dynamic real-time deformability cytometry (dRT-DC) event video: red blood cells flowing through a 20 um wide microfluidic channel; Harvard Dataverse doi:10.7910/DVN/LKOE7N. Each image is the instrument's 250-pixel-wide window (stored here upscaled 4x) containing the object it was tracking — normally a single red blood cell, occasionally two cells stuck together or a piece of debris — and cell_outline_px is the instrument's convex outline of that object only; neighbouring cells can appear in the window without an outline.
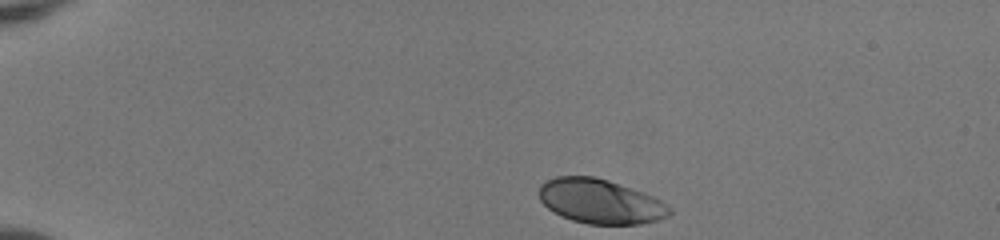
{"species": "human", "species_latin": "Homo sapiens", "temperature_condition": "room temperature", "stored_images_in_passage": 36, "camera_frame_rate_fps": 3000, "um_per_image_px": 0.085, "donor": {"sex": "female"}, "frame": {"image": 1, "passage_image": 1, "time_ms": 0.0, "image_size_px": [1000, 240], "cell_outline_px": [[672, 212], [668, 216], [660, 220], [640, 224], [588, 224], [572, 220], [560, 216], [548, 208], [540, 200], [540, 184], [544, 180], [556, 176], [596, 176], [644, 192], [660, 200], [672, 208]], "centroid_in_image_um": [51.03, 17.11], "position_along_channel_um": 34.0, "area_um2": 34.04}}
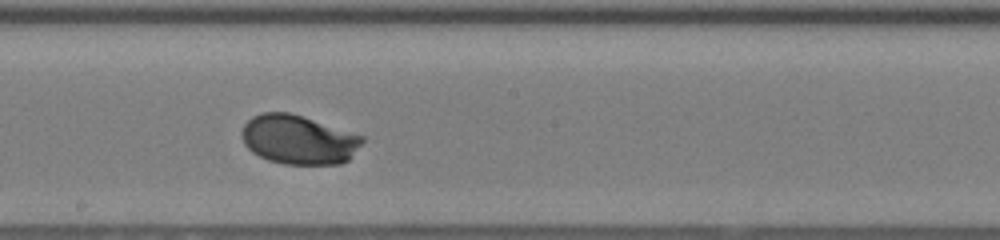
{"frame": {"image": 2, "passage_image": 21, "time_ms": 6.667, "image_size_px": [1000, 240], "cell_outline_px": [[364, 140], [348, 160], [340, 164], [284, 164], [268, 160], [252, 152], [244, 144], [240, 136], [240, 132], [244, 124], [252, 116], [260, 112], [288, 112], [364, 136]], "centroid_in_image_um": [25.32, 11.87], "position_along_channel_um": 222.9, "area_um2": 34.45}}
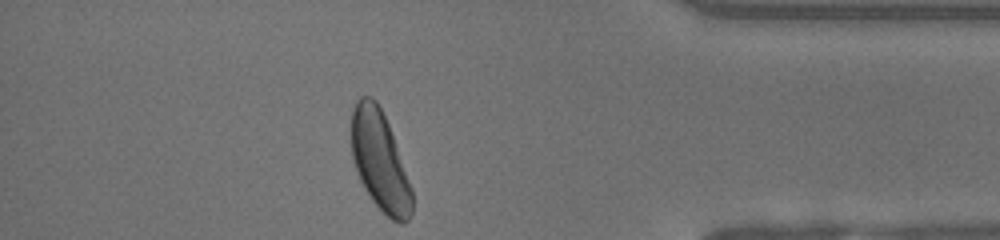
{"frame": {"image": 3, "passage_image": 36, "time_ms": 11.667, "image_size_px": [1000, 240], "cell_outline_px": [[412, 212], [408, 220], [404, 224], [400, 224], [392, 220], [372, 200], [364, 188], [360, 180], [352, 156], [352, 108], [356, 100], [360, 96], [372, 96], [376, 100], [388, 124], [412, 188]], "centroid_in_image_um": [32.29, 13.68], "position_along_channel_um": 402.9, "area_um2": 34.8}, "authors_computed_cell_mechanics": {"area_um2": 34.0442, "velocity_mm_per_s": 4.0675, "shape_relaxation_time_tau1_ms": 1.8374, "shape_relaxation_time_tau2_ms": null, "deformation_change_tau1": 0.151, "deformation_change_tau2": null}}